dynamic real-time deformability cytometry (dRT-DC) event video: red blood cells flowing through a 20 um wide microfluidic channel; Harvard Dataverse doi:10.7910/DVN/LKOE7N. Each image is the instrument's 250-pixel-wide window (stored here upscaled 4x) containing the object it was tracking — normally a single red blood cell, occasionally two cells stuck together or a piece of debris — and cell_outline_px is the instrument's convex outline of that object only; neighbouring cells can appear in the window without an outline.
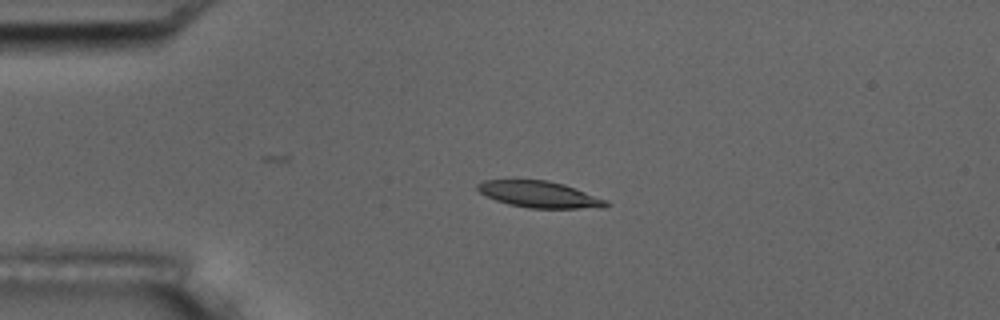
{"species": "common noctule bat (a hibernating species)", "species_latin": "Nyctalus noctula", "temperature_condition": "room temperature", "stored_images_in_passage": 5, "camera_frame_rate_fps": 3000, "um_per_image_px": 0.085, "animal": {"sex": "male", "body_mass_g": 17.5, "forearm_length_mm": 52.3}, "frame": {"image": 1, "passage_image": 3, "time_ms": 2.333, "image_size_px": [1000, 320], "cell_outline_px": [[612, 204], [604, 208], [528, 208], [508, 204], [496, 200], [480, 192], [476, 188], [476, 184], [484, 180], [512, 176], [548, 180], [564, 184], [576, 188], [608, 200]], "centroid_in_image_um": [45.81, 16.47], "position_along_channel_um": 39.2, "area_um2": 20.87}}